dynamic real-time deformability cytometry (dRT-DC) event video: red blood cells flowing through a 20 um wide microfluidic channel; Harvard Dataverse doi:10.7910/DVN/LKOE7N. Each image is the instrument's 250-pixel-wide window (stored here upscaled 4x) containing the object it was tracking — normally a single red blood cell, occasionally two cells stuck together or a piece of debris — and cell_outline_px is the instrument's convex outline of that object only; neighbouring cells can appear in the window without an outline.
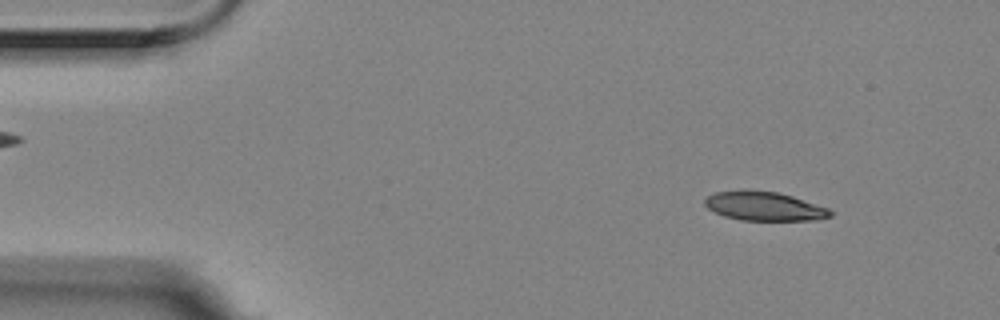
{"species": "Egyptian fruit bat (a non-hibernating species)", "species_latin": "Rousettus aegyptiacus", "temperature_condition": "room temperature", "stored_images_in_passage": 5, "camera_frame_rate_fps": 3000, "um_per_image_px": 0.085, "animal": {"sex": "female"}, "frame": {"image": 1, "passage_image": 1, "time_ms": 0.0, "image_size_px": [1000, 320], "cell_outline_px": [[832, 216], [820, 220], [740, 220], [724, 216], [708, 208], [704, 204], [704, 200], [708, 196], [716, 192], [744, 188], [748, 188], [776, 192], [792, 196], [828, 208], [832, 212]], "centroid_in_image_um": [64.94, 17.51], "position_along_channel_um": 20.1, "area_um2": 21.44}}
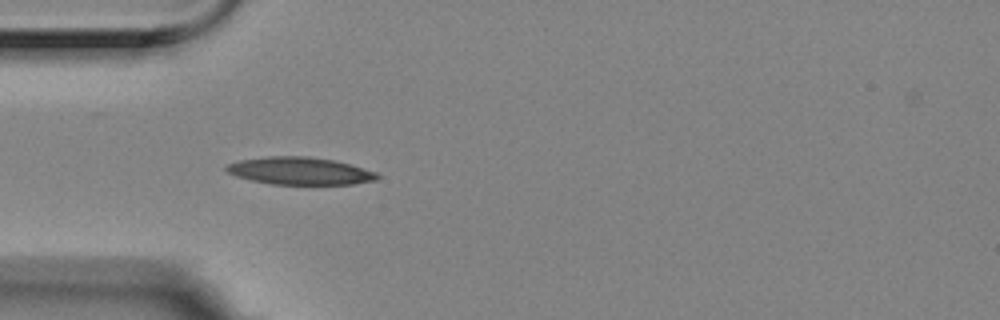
{"frame": {"image": 2, "passage_image": 4, "time_ms": 1.0, "image_size_px": [1000, 320], "cell_outline_px": [[380, 176], [376, 180], [352, 184], [272, 184], [252, 180], [236, 176], [228, 172], [224, 168], [228, 164], [240, 160], [268, 156], [308, 156], [332, 160], [348, 164], [376, 172]], "centroid_in_image_um": [25.47, 14.53], "position_along_channel_um": 59.5, "area_um2": 23.87}}
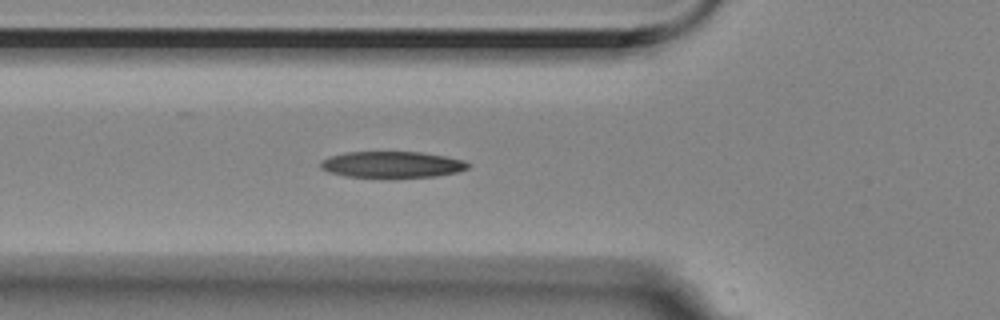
{"frame": {"image": 3, "passage_image": 5, "time_ms": 1.333, "image_size_px": [1000, 320], "cell_outline_px": [[472, 164], [468, 168], [456, 172], [436, 176], [344, 176], [328, 172], [320, 168], [320, 164], [328, 156], [344, 152], [420, 152], [444, 156], [464, 160]], "centroid_in_image_um": [33.31, 13.96], "position_along_channel_um": 92.5, "area_um2": 22.2}}